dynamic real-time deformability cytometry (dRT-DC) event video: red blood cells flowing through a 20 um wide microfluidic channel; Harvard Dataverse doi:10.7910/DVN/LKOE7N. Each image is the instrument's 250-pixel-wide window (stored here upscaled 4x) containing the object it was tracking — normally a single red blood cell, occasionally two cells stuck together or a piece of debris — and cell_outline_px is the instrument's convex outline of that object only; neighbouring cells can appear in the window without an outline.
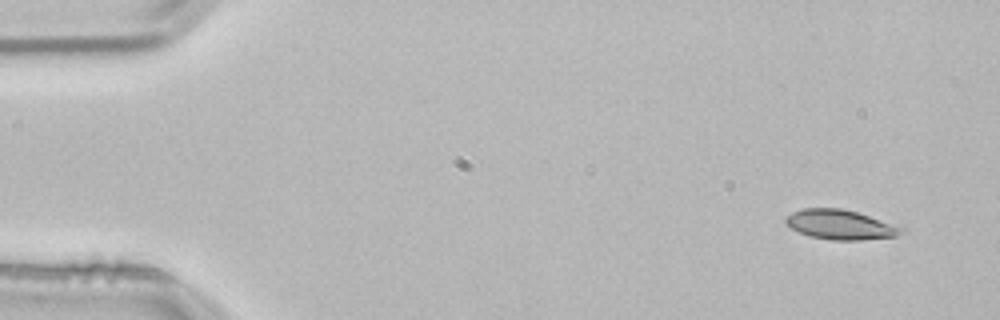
{"species": "common noctule bat (a hibernating species)", "species_latin": "Nyctalus noctula", "temperature_condition": "room temperature", "stored_images_in_passage": 3, "camera_frame_rate_fps": 3000, "um_per_image_px": 0.085, "animal": {"sex": "male", "body_mass_g": 21.5, "forearm_length_mm": 52.0}, "frame": {"image": 1, "passage_image": 1, "time_ms": 0.0, "image_size_px": [1000, 320], "cell_outline_px": [[904, 228], [896, 236], [860, 240], [832, 240], [808, 236], [784, 224], [784, 216], [792, 212], [804, 208], [840, 208], [856, 212]], "centroid_in_image_um": [71.33, 19.09], "position_along_channel_um": 13.7, "area_um2": 19.77}}